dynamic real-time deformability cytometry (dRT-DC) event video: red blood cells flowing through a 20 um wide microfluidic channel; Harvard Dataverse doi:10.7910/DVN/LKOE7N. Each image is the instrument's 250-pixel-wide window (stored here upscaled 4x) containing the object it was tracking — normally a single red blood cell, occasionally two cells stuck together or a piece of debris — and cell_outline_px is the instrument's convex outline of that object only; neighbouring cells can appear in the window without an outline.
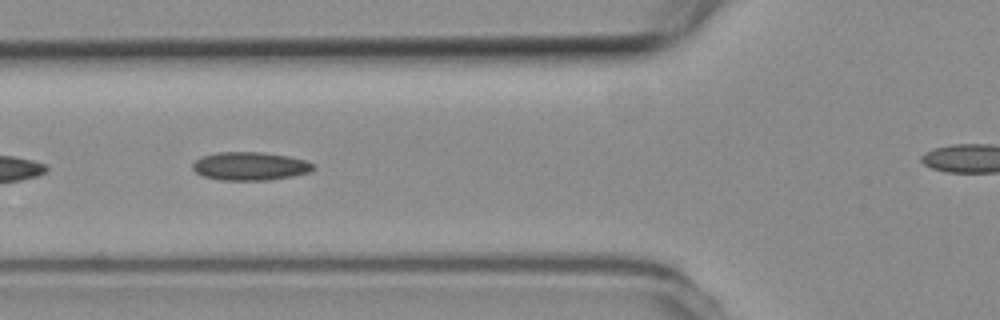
{"species": "common noctule bat (a hibernating species)", "species_latin": "Nyctalus noctula", "temperature_condition": "room temperature", "stored_images_in_passage": 15, "camera_frame_rate_fps": 3000, "um_per_image_px": 0.085, "animal": {"sex": "female", "body_mass_g": 19.3, "forearm_length_mm": 54.1}, "frame": {"image": 1, "passage_image": 11, "time_ms": 3.333, "image_size_px": [1000, 320], "cell_outline_px": [[316, 168], [308, 172], [292, 176], [268, 180], [220, 180], [204, 176], [196, 172], [192, 168], [192, 164], [200, 156], [216, 152], [264, 152], [288, 156], [304, 160], [316, 164]], "centroid_in_image_um": [21.25, 14.11], "position_along_channel_um": 104.5, "area_um2": 20.0}}